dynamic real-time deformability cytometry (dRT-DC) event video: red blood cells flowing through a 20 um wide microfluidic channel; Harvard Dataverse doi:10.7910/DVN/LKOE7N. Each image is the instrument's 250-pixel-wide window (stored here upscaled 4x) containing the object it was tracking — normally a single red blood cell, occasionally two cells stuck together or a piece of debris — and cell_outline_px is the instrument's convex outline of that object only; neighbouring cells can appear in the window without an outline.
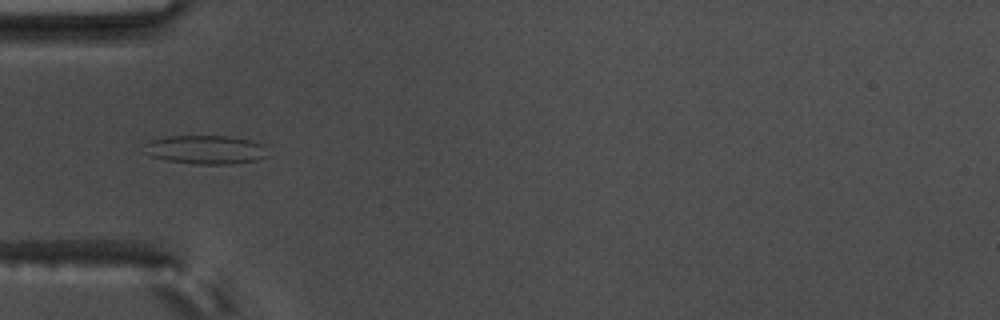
{"species": "common noctule bat (a hibernating species)", "species_latin": "Nyctalus noctula", "temperature_condition": "warm", "stored_images_in_passage": 57, "camera_frame_rate_fps": 3000, "um_per_image_px": 0.085, "animal": {"sex": "male", "body_mass_g": 17.5, "forearm_length_mm": 52.3}, "frame": {"image": 1, "passage_image": 19, "time_ms": 6.0, "image_size_px": [1000, 320], "cell_outline_px": [[268, 156], [256, 160], [232, 164], [196, 164], [164, 160], [152, 156], [144, 152], [148, 140], [164, 136], [228, 136], [252, 140], [260, 144]], "centroid_in_image_um": [17.43, 12.72], "position_along_channel_um": 67.6, "area_um2": 20.63}}
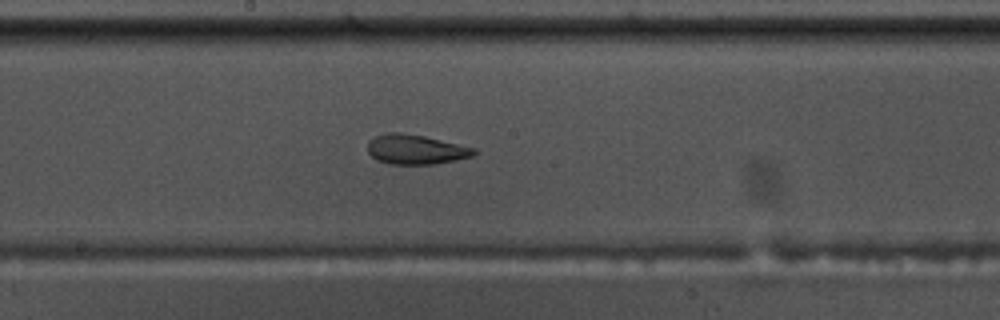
{"frame": {"image": 2, "passage_image": 31, "time_ms": 10.0, "image_size_px": [1000, 320], "cell_outline_px": [[476, 152], [472, 156], [456, 160], [436, 164], [388, 164], [376, 160], [368, 152], [368, 140], [376, 136], [388, 132], [400, 132], [424, 136], [476, 148]], "centroid_in_image_um": [35.32, 12.7], "position_along_channel_um": 212.9, "area_um2": 18.44}}
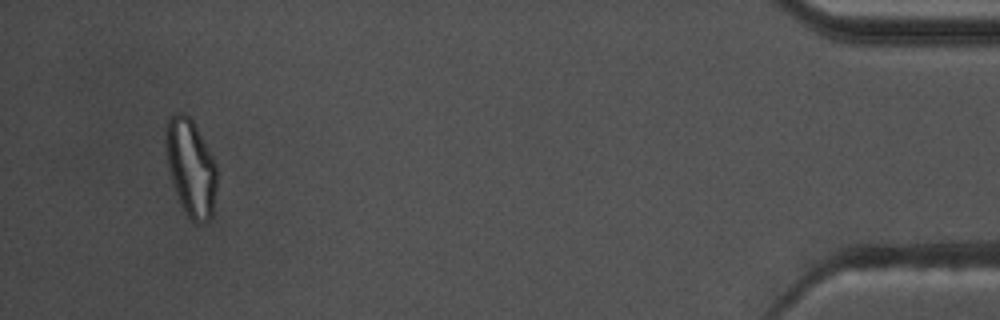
{"frame": {"image": 3, "passage_image": 54, "time_ms": 17.667, "image_size_px": [1000, 320], "cell_outline_px": [[216, 188], [212, 216], [204, 224], [196, 224], [184, 212], [176, 192], [172, 180], [168, 164], [164, 136], [164, 128], [168, 116], [176, 112], [184, 112], [192, 120], [216, 164]], "centroid_in_image_um": [16.2, 14.23], "position_along_channel_um": 419.0, "area_um2": 28.84}, "authors_computed_cell_mechanics": {"area_um2": 22.8888, "velocity_mm_per_s": 3.6526, "shape_relaxation_time_tau1_ms": null, "shape_relaxation_time_tau2_ms": 2.3758, "deformation_change_tau1": null, "deformation_change_tau2": 0.101}}